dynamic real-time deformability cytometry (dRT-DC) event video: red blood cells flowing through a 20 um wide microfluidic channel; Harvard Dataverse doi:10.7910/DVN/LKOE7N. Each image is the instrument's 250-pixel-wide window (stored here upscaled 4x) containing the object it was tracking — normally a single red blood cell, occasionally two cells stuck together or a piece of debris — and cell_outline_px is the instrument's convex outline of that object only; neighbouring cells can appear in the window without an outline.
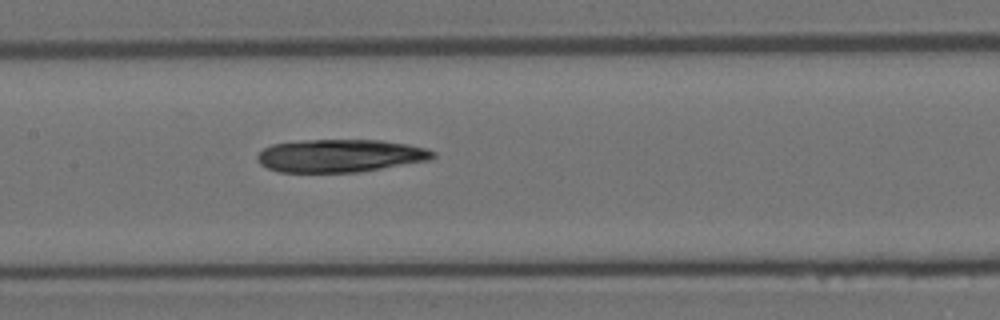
{"species": "Egyptian fruit bat (a non-hibernating species)", "species_latin": "Rousettus aegyptiacus", "temperature_condition": "room temperature", "stored_images_in_passage": 7, "camera_frame_rate_fps": 3000, "um_per_image_px": 0.085, "animal": {"sex": "female"}, "frame": {"image": 1, "passage_image": 7, "time_ms": 2.0, "image_size_px": [1000, 320], "cell_outline_px": [[436, 156], [432, 160], [360, 172], [280, 172], [268, 168], [260, 164], [256, 160], [256, 156], [264, 148], [272, 144], [304, 140], [380, 140], [408, 144], [424, 148], [436, 152]], "centroid_in_image_um": [28.93, 13.24], "position_along_channel_um": 178.5, "area_um2": 33.81}}